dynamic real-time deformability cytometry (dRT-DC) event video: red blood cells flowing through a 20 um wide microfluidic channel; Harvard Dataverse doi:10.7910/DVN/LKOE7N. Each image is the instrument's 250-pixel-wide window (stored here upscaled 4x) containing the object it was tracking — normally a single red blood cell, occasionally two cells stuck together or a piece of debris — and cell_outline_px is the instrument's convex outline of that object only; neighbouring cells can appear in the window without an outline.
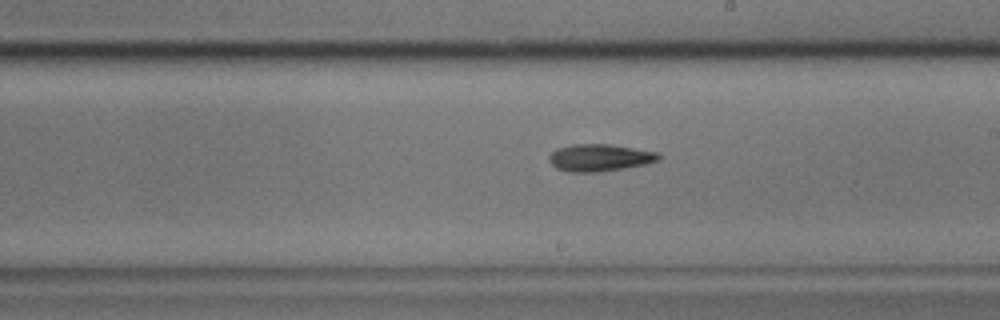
{"species": "common noctule bat (a hibernating species)", "species_latin": "Nyctalus noctula", "temperature_condition": "cold", "stored_images_in_passage": 45, "camera_frame_rate_fps": 3000, "um_per_image_px": 0.085, "animal": {"sex": "male", "body_mass_g": 17.9}, "frame": {"image": 1, "passage_image": 32, "time_ms": 10.333, "image_size_px": [1000, 320], "cell_outline_px": [[660, 160], [648, 164], [600, 172], [568, 172], [556, 168], [548, 160], [548, 156], [556, 148], [572, 144], [608, 144], [660, 152]], "centroid_in_image_um": [50.98, 13.4], "position_along_channel_um": 238.0, "area_um2": 17.57}}
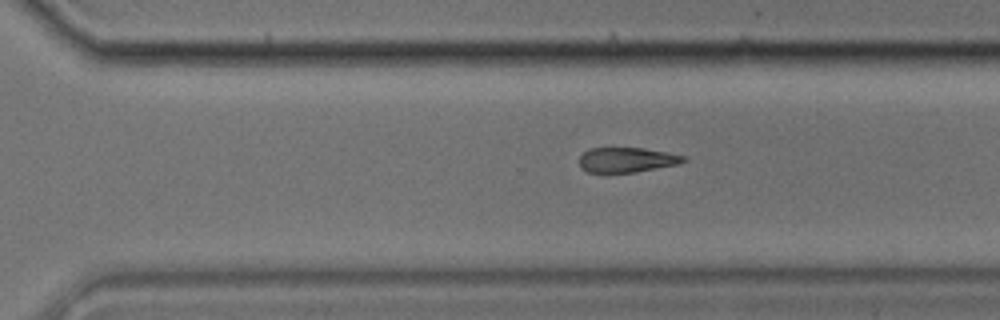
{"frame": {"image": 2, "passage_image": 39, "time_ms": 12.667, "image_size_px": [1000, 320], "cell_outline_px": [[688, 160], [676, 164], [636, 172], [604, 176], [588, 172], [580, 168], [580, 156], [588, 148], [644, 148], [688, 156]], "centroid_in_image_um": [53.22, 13.63], "position_along_channel_um": 317.4, "area_um2": 15.78}}